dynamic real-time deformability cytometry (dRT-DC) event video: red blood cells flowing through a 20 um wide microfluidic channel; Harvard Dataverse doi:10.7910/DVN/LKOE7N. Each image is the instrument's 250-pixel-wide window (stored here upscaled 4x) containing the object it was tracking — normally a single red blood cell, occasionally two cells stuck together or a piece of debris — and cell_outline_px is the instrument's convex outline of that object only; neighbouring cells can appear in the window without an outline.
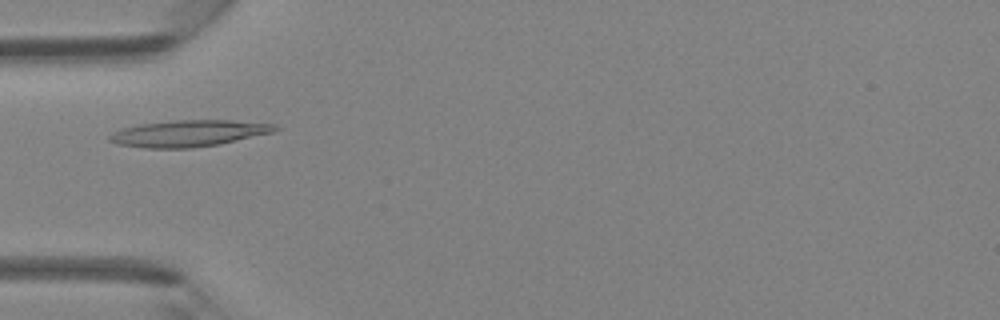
{"species": "Egyptian fruit bat (a non-hibernating species)", "species_latin": "Rousettus aegyptiacus", "temperature_condition": "room temperature", "stored_images_in_passage": 40, "camera_frame_rate_fps": 3000, "um_per_image_px": 0.085, "animal": {"sex": "female"}, "frame": {"image": 1, "passage_image": 9, "time_ms": 2.667, "image_size_px": [1000, 320], "cell_outline_px": [[280, 128], [272, 132], [220, 144], [192, 148], [144, 148], [116, 144], [108, 140], [108, 136], [112, 132], [124, 128], [140, 124], [176, 120], [228, 120], [276, 124]], "centroid_in_image_um": [16.01, 11.34], "position_along_channel_um": 69.0, "area_um2": 25.49}}
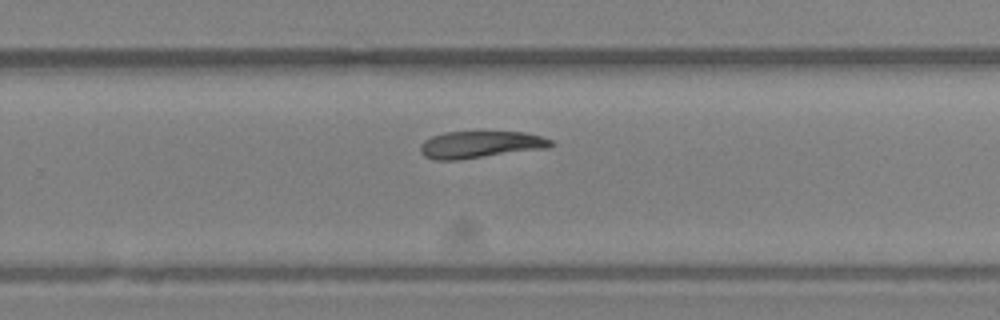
{"frame": {"image": 2, "passage_image": 24, "time_ms": 7.667, "image_size_px": [1000, 320], "cell_outline_px": [[556, 144], [548, 148], [460, 160], [432, 160], [424, 156], [420, 152], [420, 144], [424, 140], [432, 136], [444, 132], [524, 132], [540, 136], [552, 140]], "centroid_in_image_um": [40.82, 12.3], "position_along_channel_um": 289.0, "area_um2": 20.75}}
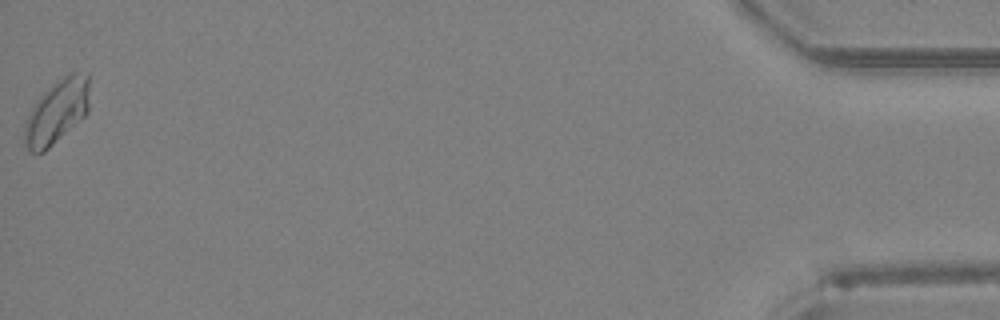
{"frame": {"image": 3, "passage_image": 40, "time_ms": 13.0, "image_size_px": [1000, 320], "cell_outline_px": [[88, 112], [84, 116], [44, 152], [36, 156], [24, 144], [24, 124], [36, 100], [56, 80], [72, 72], [88, 72]], "centroid_in_image_um": [4.81, 9.49], "position_along_channel_um": 430.4, "area_um2": 24.1}}